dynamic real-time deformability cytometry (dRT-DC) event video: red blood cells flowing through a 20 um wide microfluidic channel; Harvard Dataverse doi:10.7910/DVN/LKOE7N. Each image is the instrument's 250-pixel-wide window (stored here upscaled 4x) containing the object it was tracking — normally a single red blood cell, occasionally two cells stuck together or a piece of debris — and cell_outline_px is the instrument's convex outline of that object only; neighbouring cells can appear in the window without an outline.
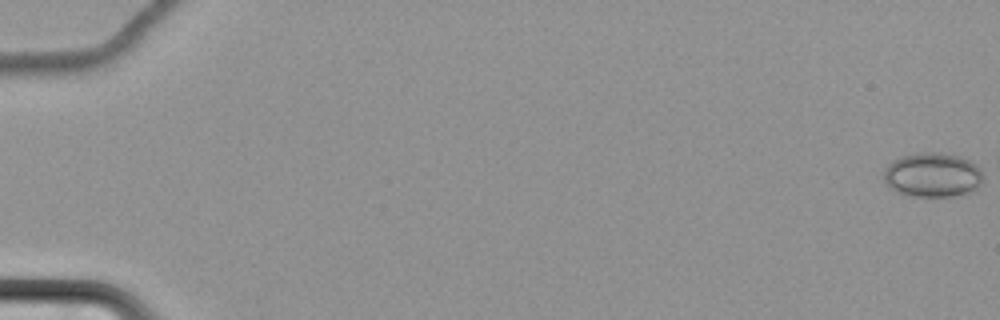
{"species": "common noctule bat (a hibernating species)", "species_latin": "Nyctalus noctula", "temperature_condition": "cold", "stored_images_in_passage": 61, "camera_frame_rate_fps": 3000, "um_per_image_px": 0.085, "animal": {"sex": "female", "body_mass_g": 22.7, "forearm_length_mm": 54.2}, "frame": {"image": 1, "passage_image": 1, "time_ms": 0.0, "image_size_px": [1000, 320], "cell_outline_px": [[984, 180], [980, 184], [968, 192], [952, 196], [908, 196], [896, 192], [884, 180], [884, 168], [892, 160], [900, 156], [916, 152], [936, 152], [960, 156], [968, 160], [980, 168], [984, 176]], "centroid_in_image_um": [79.24, 14.85], "position_along_channel_um": 5.8, "area_um2": 25.84}}
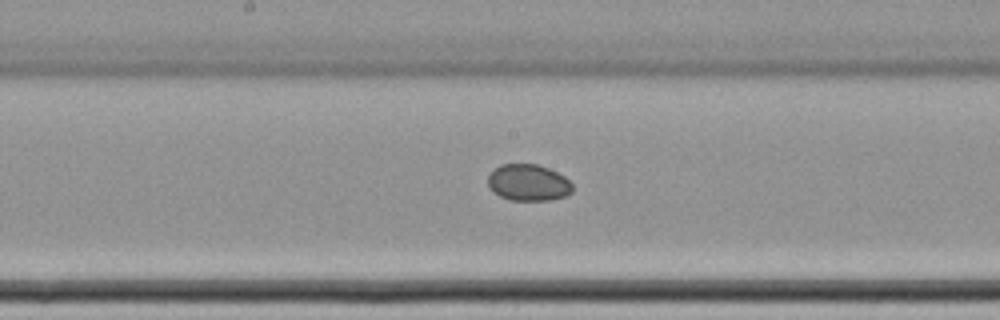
{"frame": {"image": 2, "passage_image": 38, "time_ms": 12.333, "image_size_px": [1000, 320], "cell_outline_px": [[572, 192], [564, 196], [548, 200], [508, 200], [492, 192], [488, 184], [488, 176], [492, 168], [500, 164], [536, 164], [548, 168], [564, 176], [572, 184]], "centroid_in_image_um": [44.86, 15.51], "position_along_channel_um": 203.3, "area_um2": 18.09}}
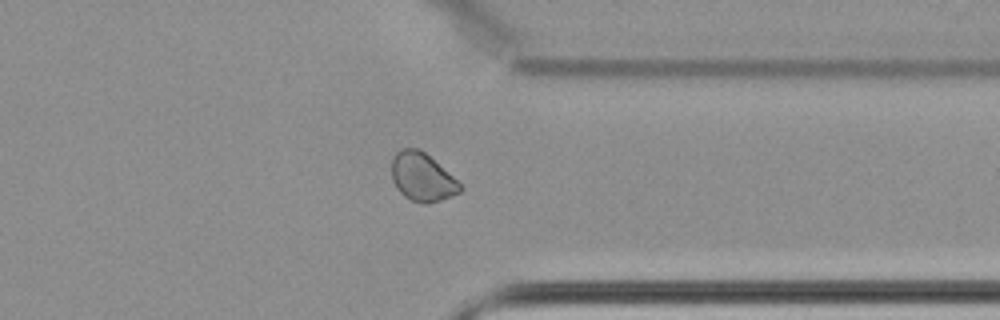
{"frame": {"image": 3, "passage_image": 53, "time_ms": 17.333, "image_size_px": [1000, 320], "cell_outline_px": [[464, 188], [460, 192], [452, 196], [428, 204], [420, 204], [404, 196], [396, 188], [392, 180], [392, 156], [400, 148], [420, 148], [452, 176]], "centroid_in_image_um": [35.86, 15.06], "position_along_channel_um": 375.5, "area_um2": 19.31}}